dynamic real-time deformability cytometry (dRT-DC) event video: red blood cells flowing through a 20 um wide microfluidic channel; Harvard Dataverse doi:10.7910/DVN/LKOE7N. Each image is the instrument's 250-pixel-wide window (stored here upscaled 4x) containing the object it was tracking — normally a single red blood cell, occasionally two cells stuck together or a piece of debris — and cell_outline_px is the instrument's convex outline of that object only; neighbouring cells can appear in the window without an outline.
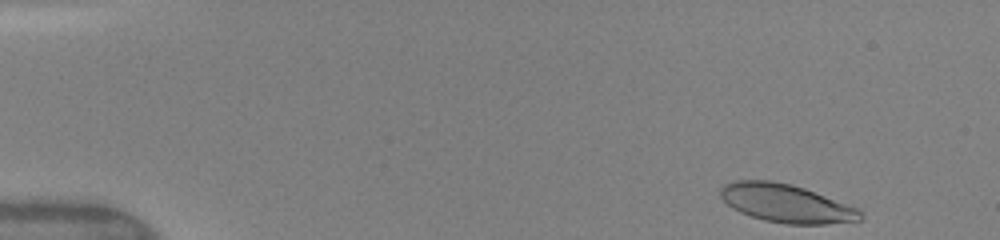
{"species": "human", "species_latin": "Homo sapiens", "temperature_condition": "warm", "stored_images_in_passage": 11, "camera_frame_rate_fps": 3000, "um_per_image_px": 0.085, "donor": {"sex": "female"}, "frame": {"image": 1, "passage_image": 1, "time_ms": 0.0, "image_size_px": [1000, 240], "cell_outline_px": [[864, 220], [824, 224], [784, 224], [764, 220], [740, 212], [732, 208], [720, 196], [720, 188], [724, 184], [732, 180], [772, 180], [792, 184], [804, 188], [860, 208], [864, 212]], "centroid_in_image_um": [66.87, 17.28], "position_along_channel_um": 18.1, "area_um2": 31.56}}
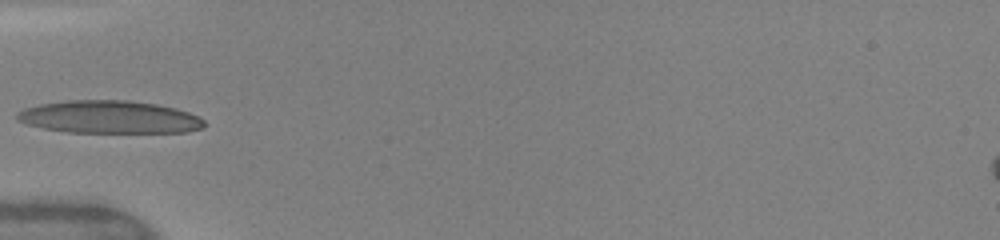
{"frame": {"image": 2, "passage_image": 7, "time_ms": 4.333, "image_size_px": [1000, 240], "cell_outline_px": [[208, 124], [204, 128], [188, 132], [68, 132], [44, 128], [24, 124], [16, 120], [16, 112], [24, 108], [40, 104], [68, 100], [128, 100], [156, 104], [176, 108], [188, 112], [204, 120]], "centroid_in_image_um": [9.29, 9.95], "position_along_channel_um": 75.7, "area_um2": 35.89}}